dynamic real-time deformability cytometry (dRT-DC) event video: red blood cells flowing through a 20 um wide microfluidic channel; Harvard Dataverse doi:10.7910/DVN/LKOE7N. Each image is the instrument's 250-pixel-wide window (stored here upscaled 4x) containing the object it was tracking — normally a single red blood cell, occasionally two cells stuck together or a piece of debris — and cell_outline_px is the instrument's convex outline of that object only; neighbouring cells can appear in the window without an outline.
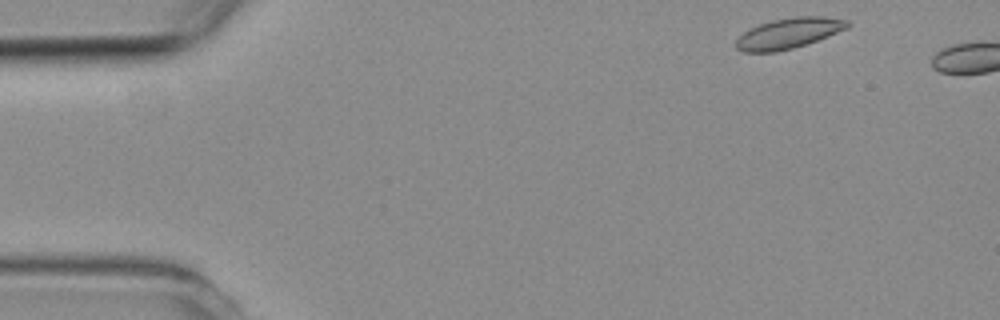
{"species": "common noctule bat (a hibernating species)", "species_latin": "Nyctalus noctula", "temperature_condition": "room temperature", "stored_images_in_passage": 2, "camera_frame_rate_fps": 3000, "um_per_image_px": 0.085, "animal": {"sex": "female", "body_mass_g": 19.3, "forearm_length_mm": 54.1}, "frame": {"image": 1, "passage_image": 1, "time_ms": 0.0, "image_size_px": [1000, 320], "cell_outline_px": [[852, 24], [848, 28], [828, 36], [792, 48], [776, 52], [744, 52], [736, 48], [736, 40], [744, 32], [760, 24], [772, 20], [796, 16], [824, 16], [848, 20]], "centroid_in_image_um": [67.07, 2.82], "position_along_channel_um": 17.9, "area_um2": 19.65}}